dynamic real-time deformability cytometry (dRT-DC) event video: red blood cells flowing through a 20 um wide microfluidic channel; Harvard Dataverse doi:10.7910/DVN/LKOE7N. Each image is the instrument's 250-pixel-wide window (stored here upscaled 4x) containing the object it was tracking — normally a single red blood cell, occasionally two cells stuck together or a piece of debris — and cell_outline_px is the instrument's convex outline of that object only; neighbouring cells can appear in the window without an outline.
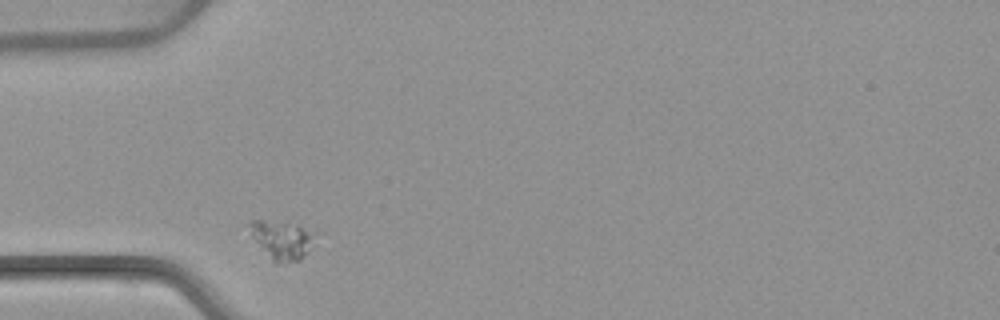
{"species": "common noctule bat (a hibernating species)", "species_latin": "Nyctalus noctula", "temperature_condition": "warm", "stored_images_in_passage": 3, "camera_frame_rate_fps": 3000, "um_per_image_px": 0.085, "animal": {"sex": "female", "body_mass_g": 22.7, "forearm_length_mm": 54.2}, "frame": {"image": 1, "passage_image": 1, "time_ms": 0.0, "image_size_px": [1000, 320], "cell_outline_px": [[308, 240], [304, 256], [300, 260], [276, 264], [272, 264], [252, 236], [248, 224], [252, 220], [260, 220], [288, 224], [300, 228], [308, 232]], "centroid_in_image_um": [23.77, 20.46], "position_along_channel_um": 61.2, "area_um2": 13.53}}
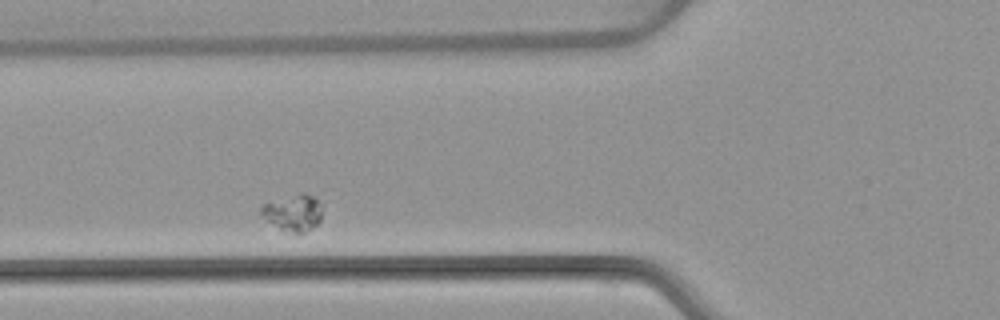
{"frame": {"image": 2, "passage_image": 2, "time_ms": 1.333, "image_size_px": [1000, 320], "cell_outline_px": [[320, 220], [316, 224], [300, 236], [296, 236], [280, 228], [268, 220], [260, 212], [260, 208], [264, 204], [300, 192], [304, 192], [312, 196], [320, 204]], "centroid_in_image_um": [24.93, 18.1], "position_along_channel_um": 100.9, "area_um2": 12.77}}
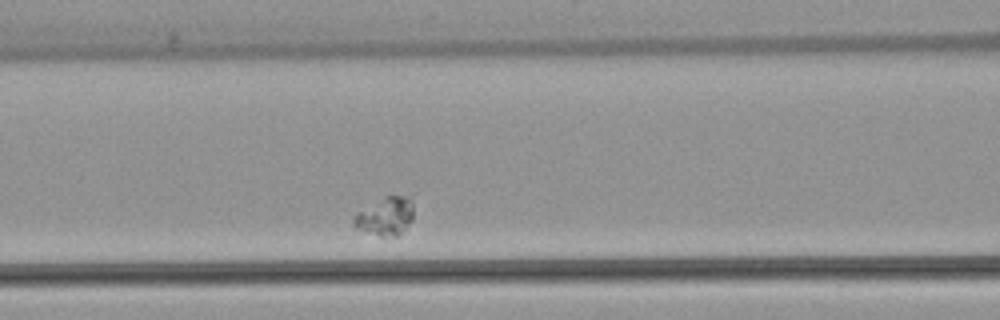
{"frame": {"image": 3, "passage_image": 3, "time_ms": 2.333, "image_size_px": [1000, 320], "cell_outline_px": [[412, 220], [396, 236], [380, 236], [356, 228], [352, 224], [352, 220], [356, 212], [384, 196], [408, 196], [412, 204]], "centroid_in_image_um": [32.71, 18.37], "position_along_channel_um": 133.9, "area_um2": 13.12}}